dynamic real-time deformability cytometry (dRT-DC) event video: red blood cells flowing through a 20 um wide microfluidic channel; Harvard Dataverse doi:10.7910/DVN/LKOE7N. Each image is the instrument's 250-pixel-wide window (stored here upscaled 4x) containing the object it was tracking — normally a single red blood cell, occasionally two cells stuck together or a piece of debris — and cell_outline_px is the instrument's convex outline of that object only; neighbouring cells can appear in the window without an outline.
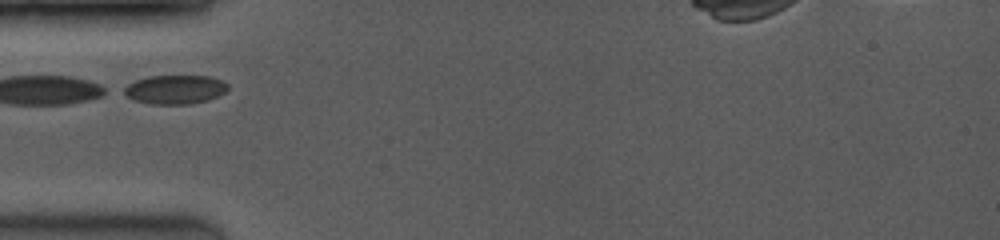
{"species": "common noctule bat (a hibernating species)", "species_latin": "Nyctalus noctula", "temperature_condition": "room temperature", "stored_images_in_passage": 24, "camera_frame_rate_fps": 3500, "um_per_image_px": 0.085, "animal": {"sex": "female", "body_mass_g": 19.0, "forearm_length_mm": 53.3}, "frame": {"image": 1, "passage_image": 1, "time_ms": 0.0, "image_size_px": [1000, 240], "cell_outline_px": [[228, 88], [224, 92], [208, 100], [188, 104], [152, 104], [136, 100], [120, 92], [120, 88], [136, 80], [148, 76], [208, 76], [220, 80], [228, 84]], "centroid_in_image_um": [14.82, 7.6], "position_along_channel_um": 70.2, "area_um2": 17.46}}